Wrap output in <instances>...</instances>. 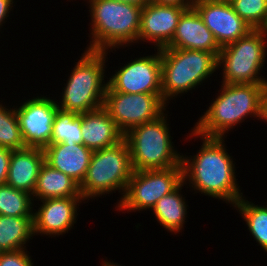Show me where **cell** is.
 Segmentation results:
<instances>
[{
    "label": "cell",
    "instance_id": "cell-1",
    "mask_svg": "<svg viewBox=\"0 0 267 266\" xmlns=\"http://www.w3.org/2000/svg\"><path fill=\"white\" fill-rule=\"evenodd\" d=\"M192 136L200 137L202 145L196 155H182L183 183H188L196 194L204 193L234 206L243 197V192L235 176V161L226 151L225 139L205 137L191 130L189 138Z\"/></svg>",
    "mask_w": 267,
    "mask_h": 266
},
{
    "label": "cell",
    "instance_id": "cell-2",
    "mask_svg": "<svg viewBox=\"0 0 267 266\" xmlns=\"http://www.w3.org/2000/svg\"><path fill=\"white\" fill-rule=\"evenodd\" d=\"M267 84H223L192 130L205 137L225 134L248 116L263 120V94ZM245 119V120H244Z\"/></svg>",
    "mask_w": 267,
    "mask_h": 266
},
{
    "label": "cell",
    "instance_id": "cell-3",
    "mask_svg": "<svg viewBox=\"0 0 267 266\" xmlns=\"http://www.w3.org/2000/svg\"><path fill=\"white\" fill-rule=\"evenodd\" d=\"M87 2L91 15V37L86 50L113 52L115 48L138 43L143 6L116 0Z\"/></svg>",
    "mask_w": 267,
    "mask_h": 266
},
{
    "label": "cell",
    "instance_id": "cell-4",
    "mask_svg": "<svg viewBox=\"0 0 267 266\" xmlns=\"http://www.w3.org/2000/svg\"><path fill=\"white\" fill-rule=\"evenodd\" d=\"M161 92L163 101L198 88L216 70L218 54L201 50L161 48Z\"/></svg>",
    "mask_w": 267,
    "mask_h": 266
},
{
    "label": "cell",
    "instance_id": "cell-5",
    "mask_svg": "<svg viewBox=\"0 0 267 266\" xmlns=\"http://www.w3.org/2000/svg\"><path fill=\"white\" fill-rule=\"evenodd\" d=\"M107 54L84 50L64 84L61 101L57 102L59 109L83 114L103 107L108 86L104 80Z\"/></svg>",
    "mask_w": 267,
    "mask_h": 266
},
{
    "label": "cell",
    "instance_id": "cell-6",
    "mask_svg": "<svg viewBox=\"0 0 267 266\" xmlns=\"http://www.w3.org/2000/svg\"><path fill=\"white\" fill-rule=\"evenodd\" d=\"M167 116L165 112L124 134L133 171L167 169L181 164L182 154L173 146Z\"/></svg>",
    "mask_w": 267,
    "mask_h": 266
},
{
    "label": "cell",
    "instance_id": "cell-7",
    "mask_svg": "<svg viewBox=\"0 0 267 266\" xmlns=\"http://www.w3.org/2000/svg\"><path fill=\"white\" fill-rule=\"evenodd\" d=\"M133 173L129 147L125 140L117 145L92 152L87 174L79 186L82 198L87 202L96 197L121 193L116 206L125 195Z\"/></svg>",
    "mask_w": 267,
    "mask_h": 266
},
{
    "label": "cell",
    "instance_id": "cell-8",
    "mask_svg": "<svg viewBox=\"0 0 267 266\" xmlns=\"http://www.w3.org/2000/svg\"><path fill=\"white\" fill-rule=\"evenodd\" d=\"M266 42L263 32L253 29L246 36L221 47L217 64L223 71L221 83L267 84V79L259 76L266 62Z\"/></svg>",
    "mask_w": 267,
    "mask_h": 266
},
{
    "label": "cell",
    "instance_id": "cell-9",
    "mask_svg": "<svg viewBox=\"0 0 267 266\" xmlns=\"http://www.w3.org/2000/svg\"><path fill=\"white\" fill-rule=\"evenodd\" d=\"M183 183L182 165L167 169L133 171L117 211L136 212L151 209L163 196Z\"/></svg>",
    "mask_w": 267,
    "mask_h": 266
},
{
    "label": "cell",
    "instance_id": "cell-10",
    "mask_svg": "<svg viewBox=\"0 0 267 266\" xmlns=\"http://www.w3.org/2000/svg\"><path fill=\"white\" fill-rule=\"evenodd\" d=\"M168 105L162 94L121 93L109 86L103 102V108L124 134L135 126L156 120Z\"/></svg>",
    "mask_w": 267,
    "mask_h": 266
},
{
    "label": "cell",
    "instance_id": "cell-11",
    "mask_svg": "<svg viewBox=\"0 0 267 266\" xmlns=\"http://www.w3.org/2000/svg\"><path fill=\"white\" fill-rule=\"evenodd\" d=\"M107 79L108 86L116 92L162 94L160 49L150 56L132 58Z\"/></svg>",
    "mask_w": 267,
    "mask_h": 266
},
{
    "label": "cell",
    "instance_id": "cell-12",
    "mask_svg": "<svg viewBox=\"0 0 267 266\" xmlns=\"http://www.w3.org/2000/svg\"><path fill=\"white\" fill-rule=\"evenodd\" d=\"M16 107L19 127L26 147L45 149L50 144L52 125L58 110L57 101L36 96Z\"/></svg>",
    "mask_w": 267,
    "mask_h": 266
},
{
    "label": "cell",
    "instance_id": "cell-13",
    "mask_svg": "<svg viewBox=\"0 0 267 266\" xmlns=\"http://www.w3.org/2000/svg\"><path fill=\"white\" fill-rule=\"evenodd\" d=\"M213 33L220 47L246 36L252 29L233 9L229 1L193 0L192 5Z\"/></svg>",
    "mask_w": 267,
    "mask_h": 266
},
{
    "label": "cell",
    "instance_id": "cell-14",
    "mask_svg": "<svg viewBox=\"0 0 267 266\" xmlns=\"http://www.w3.org/2000/svg\"><path fill=\"white\" fill-rule=\"evenodd\" d=\"M185 7L148 2L142 7L138 43L150 42L156 49L172 40ZM140 41V42H139Z\"/></svg>",
    "mask_w": 267,
    "mask_h": 266
},
{
    "label": "cell",
    "instance_id": "cell-15",
    "mask_svg": "<svg viewBox=\"0 0 267 266\" xmlns=\"http://www.w3.org/2000/svg\"><path fill=\"white\" fill-rule=\"evenodd\" d=\"M40 201L38 211L34 209L33 212L34 235L58 237L74 227L79 214L77 208L85 200L82 197H67Z\"/></svg>",
    "mask_w": 267,
    "mask_h": 266
},
{
    "label": "cell",
    "instance_id": "cell-16",
    "mask_svg": "<svg viewBox=\"0 0 267 266\" xmlns=\"http://www.w3.org/2000/svg\"><path fill=\"white\" fill-rule=\"evenodd\" d=\"M165 48L201 50L211 53H219L221 50L213 33L203 23L193 6L182 13L175 34Z\"/></svg>",
    "mask_w": 267,
    "mask_h": 266
},
{
    "label": "cell",
    "instance_id": "cell-17",
    "mask_svg": "<svg viewBox=\"0 0 267 266\" xmlns=\"http://www.w3.org/2000/svg\"><path fill=\"white\" fill-rule=\"evenodd\" d=\"M92 152L83 144L76 143L49 144L44 149L45 162L68 175L79 186L87 174Z\"/></svg>",
    "mask_w": 267,
    "mask_h": 266
},
{
    "label": "cell",
    "instance_id": "cell-18",
    "mask_svg": "<svg viewBox=\"0 0 267 266\" xmlns=\"http://www.w3.org/2000/svg\"><path fill=\"white\" fill-rule=\"evenodd\" d=\"M81 134L83 145L92 151L112 147L124 140V133L103 107L82 114Z\"/></svg>",
    "mask_w": 267,
    "mask_h": 266
},
{
    "label": "cell",
    "instance_id": "cell-19",
    "mask_svg": "<svg viewBox=\"0 0 267 266\" xmlns=\"http://www.w3.org/2000/svg\"><path fill=\"white\" fill-rule=\"evenodd\" d=\"M44 162V149L26 147L12 150L6 184L33 195Z\"/></svg>",
    "mask_w": 267,
    "mask_h": 266
},
{
    "label": "cell",
    "instance_id": "cell-20",
    "mask_svg": "<svg viewBox=\"0 0 267 266\" xmlns=\"http://www.w3.org/2000/svg\"><path fill=\"white\" fill-rule=\"evenodd\" d=\"M67 197H82L79 185L65 173L44 162L32 195L33 200Z\"/></svg>",
    "mask_w": 267,
    "mask_h": 266
},
{
    "label": "cell",
    "instance_id": "cell-21",
    "mask_svg": "<svg viewBox=\"0 0 267 266\" xmlns=\"http://www.w3.org/2000/svg\"><path fill=\"white\" fill-rule=\"evenodd\" d=\"M182 183L176 190L161 197L152 208L155 219L165 230L180 233L187 220V202L181 194L184 187ZM187 204V205H186Z\"/></svg>",
    "mask_w": 267,
    "mask_h": 266
},
{
    "label": "cell",
    "instance_id": "cell-22",
    "mask_svg": "<svg viewBox=\"0 0 267 266\" xmlns=\"http://www.w3.org/2000/svg\"><path fill=\"white\" fill-rule=\"evenodd\" d=\"M33 216L0 215V250L13 251L26 249L25 244L33 239ZM32 237V238H31Z\"/></svg>",
    "mask_w": 267,
    "mask_h": 266
},
{
    "label": "cell",
    "instance_id": "cell-23",
    "mask_svg": "<svg viewBox=\"0 0 267 266\" xmlns=\"http://www.w3.org/2000/svg\"><path fill=\"white\" fill-rule=\"evenodd\" d=\"M244 218L249 232L254 240L267 252V205L266 207L256 205L246 200L245 196L240 198L233 206Z\"/></svg>",
    "mask_w": 267,
    "mask_h": 266
},
{
    "label": "cell",
    "instance_id": "cell-24",
    "mask_svg": "<svg viewBox=\"0 0 267 266\" xmlns=\"http://www.w3.org/2000/svg\"><path fill=\"white\" fill-rule=\"evenodd\" d=\"M81 125L82 114L64 111L58 108L52 125V136L50 139V144H83Z\"/></svg>",
    "mask_w": 267,
    "mask_h": 266
},
{
    "label": "cell",
    "instance_id": "cell-25",
    "mask_svg": "<svg viewBox=\"0 0 267 266\" xmlns=\"http://www.w3.org/2000/svg\"><path fill=\"white\" fill-rule=\"evenodd\" d=\"M33 206L32 195L7 184L0 185V215L33 216Z\"/></svg>",
    "mask_w": 267,
    "mask_h": 266
},
{
    "label": "cell",
    "instance_id": "cell-26",
    "mask_svg": "<svg viewBox=\"0 0 267 266\" xmlns=\"http://www.w3.org/2000/svg\"><path fill=\"white\" fill-rule=\"evenodd\" d=\"M0 102V147L10 150L26 148L15 108H6Z\"/></svg>",
    "mask_w": 267,
    "mask_h": 266
},
{
    "label": "cell",
    "instance_id": "cell-27",
    "mask_svg": "<svg viewBox=\"0 0 267 266\" xmlns=\"http://www.w3.org/2000/svg\"><path fill=\"white\" fill-rule=\"evenodd\" d=\"M234 11L252 29H260L267 19V0H229Z\"/></svg>",
    "mask_w": 267,
    "mask_h": 266
},
{
    "label": "cell",
    "instance_id": "cell-28",
    "mask_svg": "<svg viewBox=\"0 0 267 266\" xmlns=\"http://www.w3.org/2000/svg\"><path fill=\"white\" fill-rule=\"evenodd\" d=\"M28 252L27 249L3 251L0 254V266H34Z\"/></svg>",
    "mask_w": 267,
    "mask_h": 266
},
{
    "label": "cell",
    "instance_id": "cell-29",
    "mask_svg": "<svg viewBox=\"0 0 267 266\" xmlns=\"http://www.w3.org/2000/svg\"><path fill=\"white\" fill-rule=\"evenodd\" d=\"M12 150L0 147V185L6 184Z\"/></svg>",
    "mask_w": 267,
    "mask_h": 266
},
{
    "label": "cell",
    "instance_id": "cell-30",
    "mask_svg": "<svg viewBox=\"0 0 267 266\" xmlns=\"http://www.w3.org/2000/svg\"><path fill=\"white\" fill-rule=\"evenodd\" d=\"M13 4L14 0H0V29L2 24L6 22L5 19L9 17L12 7H14Z\"/></svg>",
    "mask_w": 267,
    "mask_h": 266
},
{
    "label": "cell",
    "instance_id": "cell-31",
    "mask_svg": "<svg viewBox=\"0 0 267 266\" xmlns=\"http://www.w3.org/2000/svg\"><path fill=\"white\" fill-rule=\"evenodd\" d=\"M150 2L165 5H176L185 8H190L193 5V0H150Z\"/></svg>",
    "mask_w": 267,
    "mask_h": 266
},
{
    "label": "cell",
    "instance_id": "cell-32",
    "mask_svg": "<svg viewBox=\"0 0 267 266\" xmlns=\"http://www.w3.org/2000/svg\"><path fill=\"white\" fill-rule=\"evenodd\" d=\"M263 122L265 121L267 124V85L263 94Z\"/></svg>",
    "mask_w": 267,
    "mask_h": 266
},
{
    "label": "cell",
    "instance_id": "cell-33",
    "mask_svg": "<svg viewBox=\"0 0 267 266\" xmlns=\"http://www.w3.org/2000/svg\"><path fill=\"white\" fill-rule=\"evenodd\" d=\"M116 1L133 3V4H136L138 6H144L145 4H147L148 2H150V0H116Z\"/></svg>",
    "mask_w": 267,
    "mask_h": 266
},
{
    "label": "cell",
    "instance_id": "cell-34",
    "mask_svg": "<svg viewBox=\"0 0 267 266\" xmlns=\"http://www.w3.org/2000/svg\"><path fill=\"white\" fill-rule=\"evenodd\" d=\"M108 260H104V261H102L103 263H101L102 264V266H121V265H118V263H114L113 261L111 262V261H108Z\"/></svg>",
    "mask_w": 267,
    "mask_h": 266
},
{
    "label": "cell",
    "instance_id": "cell-35",
    "mask_svg": "<svg viewBox=\"0 0 267 266\" xmlns=\"http://www.w3.org/2000/svg\"><path fill=\"white\" fill-rule=\"evenodd\" d=\"M260 30L263 32V34L267 37V19L265 21V24L260 28Z\"/></svg>",
    "mask_w": 267,
    "mask_h": 266
}]
</instances>
